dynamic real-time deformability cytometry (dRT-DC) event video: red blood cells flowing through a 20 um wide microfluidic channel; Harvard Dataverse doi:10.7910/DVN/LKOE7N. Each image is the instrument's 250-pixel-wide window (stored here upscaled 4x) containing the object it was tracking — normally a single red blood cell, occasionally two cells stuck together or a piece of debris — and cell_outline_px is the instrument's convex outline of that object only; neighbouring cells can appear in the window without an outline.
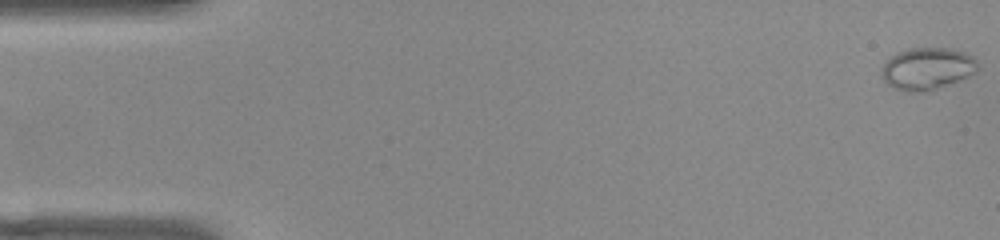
{"species": "common noctule bat (a hibernating species)", "species_latin": "Nyctalus noctula", "temperature_condition": "warm", "stored_images_in_passage": 51, "camera_frame_rate_fps": 3000, "um_per_image_px": 0.085, "animal": {"sex": "female", "body_mass_g": 22.0, "forearm_length_mm": 56.7}, "frame": {"image": 1, "passage_image": 1, "time_ms": 0.0, "image_size_px": [1000, 240], "cell_outline_px": [[980, 68], [976, 72], [928, 92], [904, 92], [892, 88], [884, 80], [880, 72], [880, 68], [896, 52], [908, 48], [948, 48], [964, 52], [972, 56], [976, 60]], "centroid_in_image_um": [78.78, 5.84], "position_along_channel_um": 6.2, "area_um2": 23.7}}
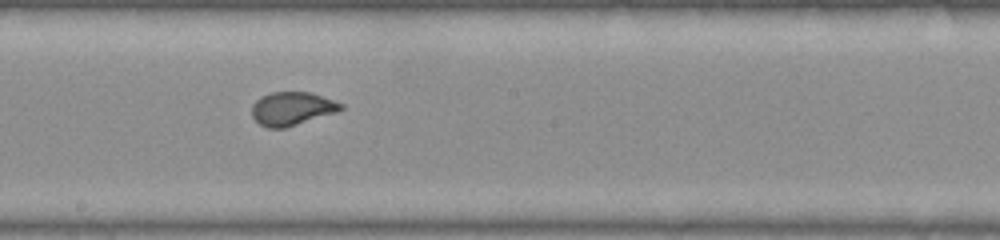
{"frame": {"image": 2, "passage_image": 28, "time_ms": 9.0, "image_size_px": [1000, 240], "cell_outline_px": [[344, 108], [336, 112], [284, 128], [268, 128], [260, 124], [252, 116], [252, 104], [260, 96], [272, 92], [308, 92], [344, 104]], "centroid_in_image_um": [24.79, 9.23], "position_along_channel_um": 223.4, "area_um2": 17.11}}
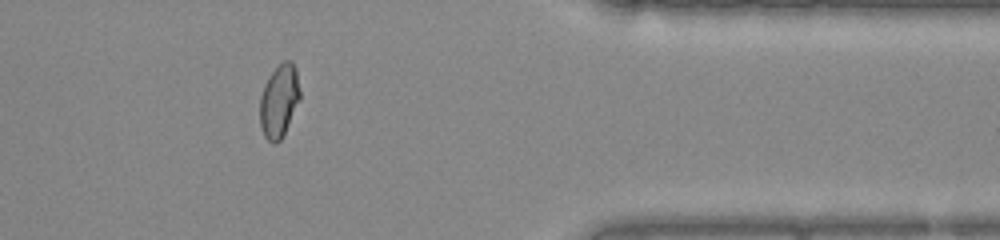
{"frame": {"image": 3, "passage_image": 42, "time_ms": 13.667, "image_size_px": [1000, 240], "cell_outline_px": [[300, 100], [280, 140], [276, 144], [272, 144], [264, 136], [260, 128], [260, 96], [264, 84], [268, 76], [284, 60], [292, 60], [296, 68], [300, 92]], "centroid_in_image_um": [23.72, 8.57], "position_along_channel_um": 387.7, "area_um2": 17.11}, "authors_computed_cell_mechanics": {"area_um2": 17.918, "velocity_mm_per_s": 3.9769, "shape_relaxation_time_tau1_ms": 11.1035, "shape_relaxation_time_tau2_ms": null, "deformation_change_tau1": 0.213, "deformation_change_tau2": null}}